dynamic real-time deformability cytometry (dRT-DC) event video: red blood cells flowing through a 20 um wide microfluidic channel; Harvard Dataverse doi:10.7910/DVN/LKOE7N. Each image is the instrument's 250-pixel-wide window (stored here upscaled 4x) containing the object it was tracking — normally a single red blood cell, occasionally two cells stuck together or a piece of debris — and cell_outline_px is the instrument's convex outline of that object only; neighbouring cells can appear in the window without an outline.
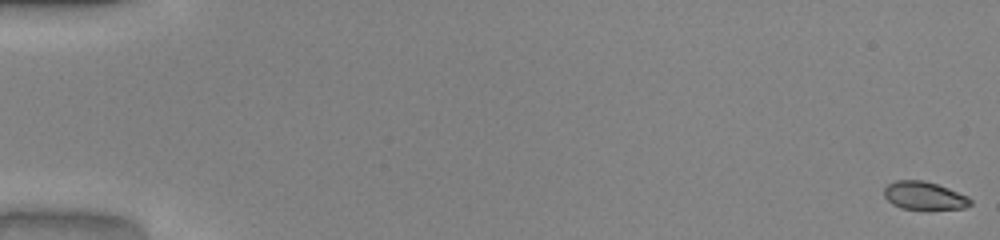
{"species": "common noctule bat (a hibernating species)", "species_latin": "Nyctalus noctula", "temperature_condition": "warm", "stored_images_in_passage": 53, "segment_of_instrument_passage": [1, 2], "camera_frame_rate_fps": 3000, "um_per_image_px": 0.085, "animal": {"sex": "male", "body_mass_g": 20.0, "forearm_length_mm": 53.3}, "frame": {"image": 1, "passage_image": 1, "time_ms": 0.0, "image_size_px": [1000, 240], "cell_outline_px": [[972, 204], [964, 208], [900, 208], [892, 204], [884, 196], [884, 188], [888, 184], [896, 180], [924, 180], [948, 188], [968, 196], [972, 200]], "centroid_in_image_um": [78.55, 16.61], "position_along_channel_um": 6.5, "area_um2": 13.87}}
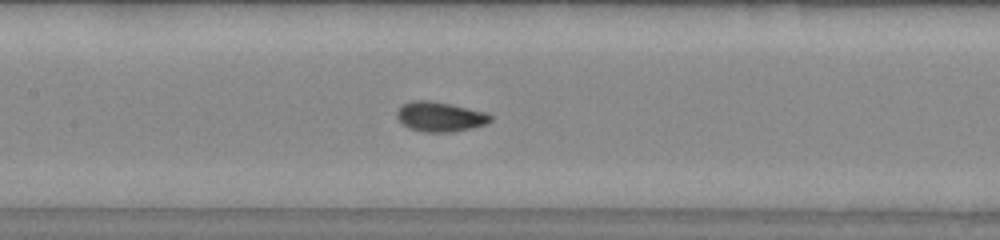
{"frame": {"image": 2, "passage_image": 26, "time_ms": 8.333, "image_size_px": [1000, 240], "cell_outline_px": [[492, 120], [488, 124], [472, 128], [452, 132], [424, 132], [408, 128], [400, 124], [396, 116], [396, 112], [400, 104], [412, 100], [428, 100], [448, 104], [484, 112], [492, 116]], "centroid_in_image_um": [37.34, 9.93], "position_along_channel_um": 170.1, "area_um2": 16.42}}
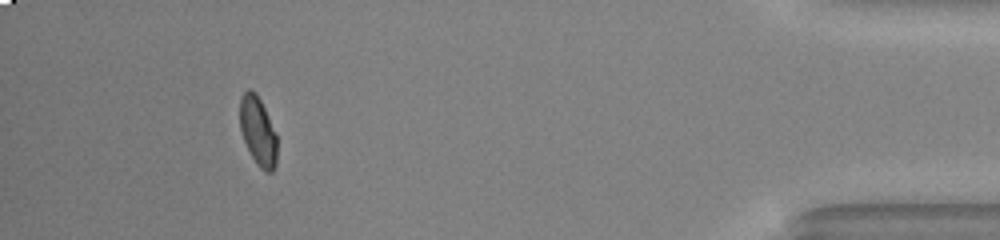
{"frame": {"image": 3, "passage_image": 48, "time_ms": 15.667, "image_size_px": [1000, 240], "cell_outline_px": [[276, 168], [272, 172], [264, 172], [260, 168], [252, 156], [244, 140], [240, 128], [240, 96], [248, 88], [256, 92], [276, 132]], "centroid_in_image_um": [21.93, 11.14], "position_along_channel_um": 413.3, "area_um2": 14.85}}